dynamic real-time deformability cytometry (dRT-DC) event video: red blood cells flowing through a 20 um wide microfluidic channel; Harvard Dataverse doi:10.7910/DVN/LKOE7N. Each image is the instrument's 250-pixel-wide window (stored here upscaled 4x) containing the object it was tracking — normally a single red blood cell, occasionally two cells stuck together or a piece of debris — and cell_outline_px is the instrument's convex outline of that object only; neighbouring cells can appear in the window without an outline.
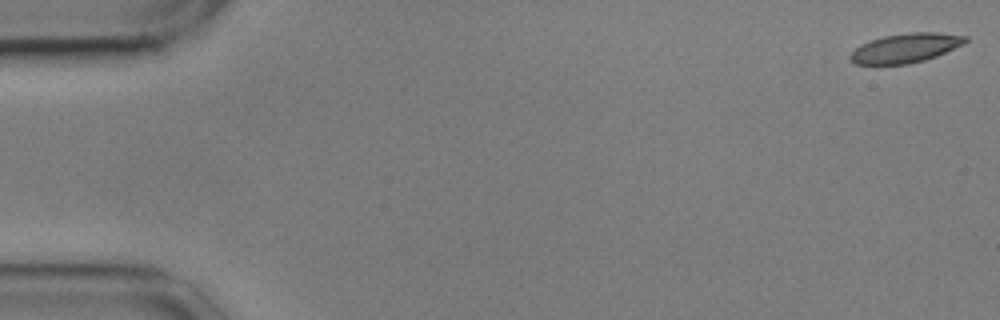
{"species": "common noctule bat (a hibernating species)", "species_latin": "Nyctalus noctula", "temperature_condition": "cold", "stored_images_in_passage": 56, "camera_frame_rate_fps": 3000, "um_per_image_px": 0.085, "animal": {"sex": "male", "body_mass_g": 17.9, "forearm_length_mm": 54.2}, "frame": {"image": 1, "passage_image": 1, "time_ms": 0.0, "image_size_px": [1000, 320], "cell_outline_px": [[968, 40], [964, 44], [936, 56], [924, 60], [908, 64], [876, 68], [856, 64], [848, 60], [848, 56], [860, 44], [884, 36], [908, 32], [936, 32], [968, 36]], "centroid_in_image_um": [76.89, 4.13], "position_along_channel_um": 8.1, "area_um2": 20.4}}
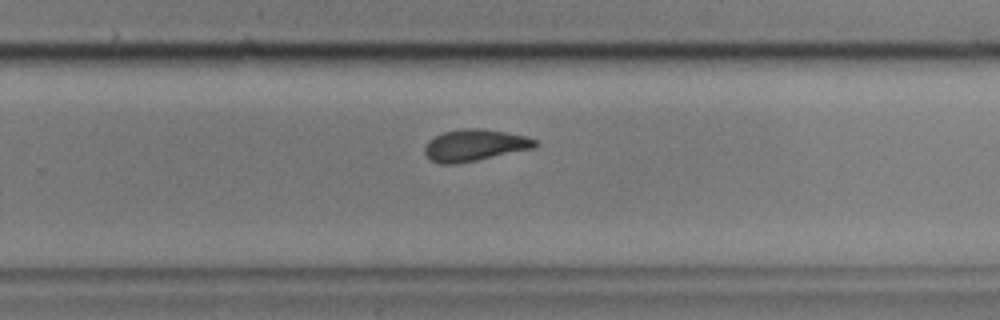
{"frame": {"image": 2, "passage_image": 36, "time_ms": 11.667, "image_size_px": [1000, 320], "cell_outline_px": [[540, 144], [536, 148], [456, 164], [440, 164], [432, 160], [424, 152], [424, 148], [428, 140], [444, 132], [464, 128], [480, 128], [504, 132], [524, 136], [536, 140]], "centroid_in_image_um": [40.37, 12.35], "position_along_channel_um": 289.4, "area_um2": 20.29}}
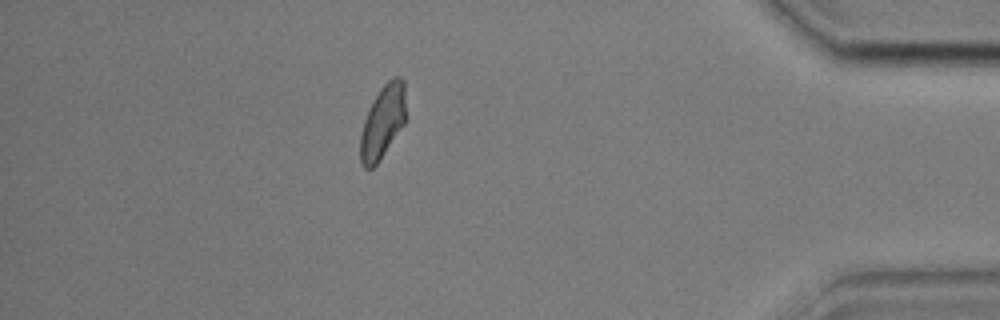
{"frame": {"image": 3, "passage_image": 49, "time_ms": 16.0, "image_size_px": [1000, 320], "cell_outline_px": [[404, 124], [380, 160], [372, 168], [364, 168], [360, 160], [360, 136], [364, 120], [380, 88], [392, 76], [400, 76], [404, 80]], "centroid_in_image_um": [32.52, 10.36], "position_along_channel_um": 402.7, "area_um2": 19.07}, "authors_computed_cell_mechanics": {"area_um2": 20.2011, "velocity_mm_per_s": 3.5762, "shape_relaxation_time_tau1_ms": 4.3129, "shape_relaxation_time_tau2_ms": 2.3368, "deformation_change_tau1": 0.1366, "deformation_change_tau2": 0.0882}}